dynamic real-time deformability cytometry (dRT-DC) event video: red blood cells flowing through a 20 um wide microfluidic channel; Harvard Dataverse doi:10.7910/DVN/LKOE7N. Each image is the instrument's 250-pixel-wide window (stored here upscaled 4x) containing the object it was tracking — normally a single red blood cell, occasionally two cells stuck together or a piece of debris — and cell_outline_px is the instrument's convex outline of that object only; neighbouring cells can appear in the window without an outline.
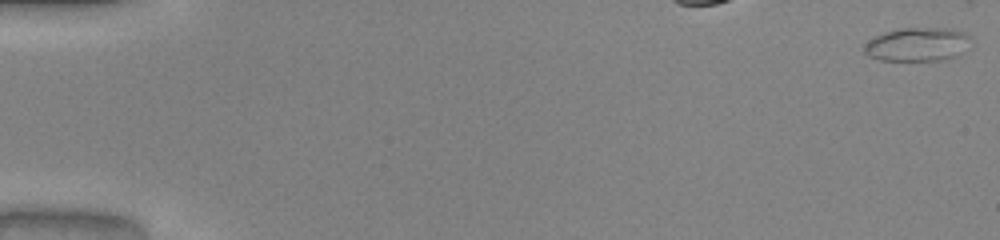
{"species": "common noctule bat (a hibernating species)", "species_latin": "Nyctalus noctula", "temperature_condition": "warm", "stored_images_in_passage": 11, "camera_frame_rate_fps": 3000, "um_per_image_px": 0.085, "animal": {"sex": "male", "body_mass_g": 20.0, "forearm_length_mm": 53.3}, "frame": {"image": 1, "passage_image": 1, "time_ms": 0.0, "image_size_px": [1000, 240], "cell_outline_px": [[972, 48], [948, 60], [880, 60], [868, 56], [864, 52], [864, 44], [868, 40], [884, 32], [900, 28], [948, 28], [964, 32], [972, 36]], "centroid_in_image_um": [78.07, 3.77], "position_along_channel_um": 6.9, "area_um2": 21.44}}